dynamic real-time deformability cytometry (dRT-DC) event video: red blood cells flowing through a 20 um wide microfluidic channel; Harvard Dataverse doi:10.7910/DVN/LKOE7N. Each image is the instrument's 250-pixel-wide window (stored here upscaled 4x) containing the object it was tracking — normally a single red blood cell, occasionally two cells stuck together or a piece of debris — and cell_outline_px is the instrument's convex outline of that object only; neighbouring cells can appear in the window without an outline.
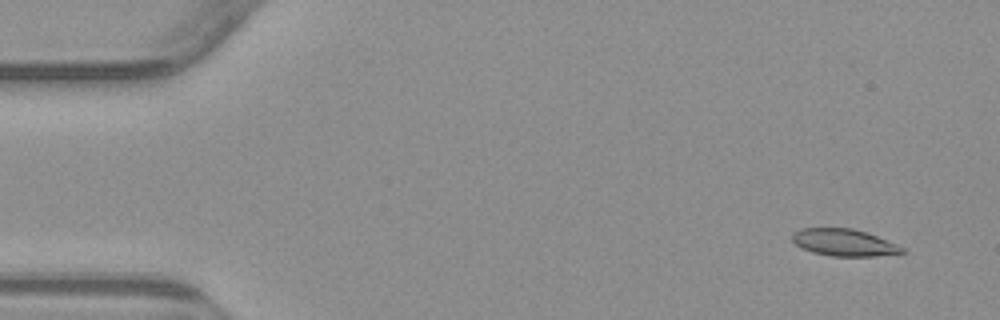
{"species": "common noctule bat (a hibernating species)", "species_latin": "Nyctalus noctula", "temperature_condition": "warm", "stored_images_in_passage": 6, "camera_frame_rate_fps": 3000, "um_per_image_px": 0.085, "animal": {"sex": "male", "body_mass_g": 23.1, "forearm_length_mm": 52.7}, "frame": {"image": 1, "passage_image": 1, "time_ms": 0.0, "image_size_px": [1000, 320], "cell_outline_px": [[908, 252], [876, 256], [832, 256], [812, 252], [796, 244], [792, 240], [792, 236], [800, 228], [852, 228], [876, 236], [896, 244], [904, 248]], "centroid_in_image_um": [71.76, 20.62], "position_along_channel_um": 13.2, "area_um2": 17.05}}
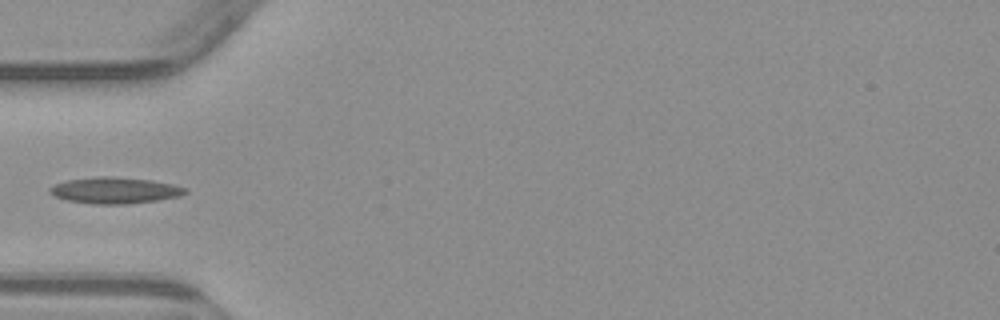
{"frame": {"image": 2, "passage_image": 5, "time_ms": 4.667, "image_size_px": [1000, 320], "cell_outline_px": [[188, 192], [180, 196], [156, 200], [128, 204], [96, 204], [68, 200], [52, 196], [48, 192], [48, 188], [56, 184], [68, 180], [104, 176], [112, 176], [152, 180], [172, 184], [188, 188]], "centroid_in_image_um": [9.77, 16.18], "position_along_channel_um": 75.2, "area_um2": 20.69}}
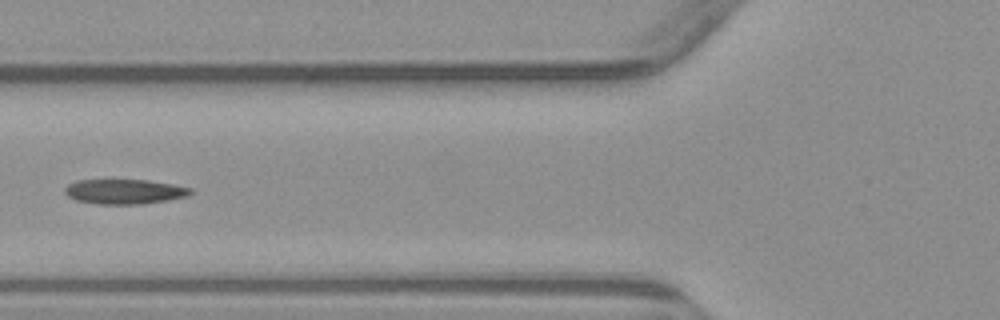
{"frame": {"image": 3, "passage_image": 6, "time_ms": 5.667, "image_size_px": [1000, 320], "cell_outline_px": [[192, 192], [188, 196], [168, 200], [140, 204], [96, 204], [76, 200], [68, 196], [64, 192], [64, 188], [68, 184], [76, 180], [148, 180], [172, 184], [192, 188]], "centroid_in_image_um": [10.57, 16.28], "position_along_channel_um": 115.2, "area_um2": 18.21}}